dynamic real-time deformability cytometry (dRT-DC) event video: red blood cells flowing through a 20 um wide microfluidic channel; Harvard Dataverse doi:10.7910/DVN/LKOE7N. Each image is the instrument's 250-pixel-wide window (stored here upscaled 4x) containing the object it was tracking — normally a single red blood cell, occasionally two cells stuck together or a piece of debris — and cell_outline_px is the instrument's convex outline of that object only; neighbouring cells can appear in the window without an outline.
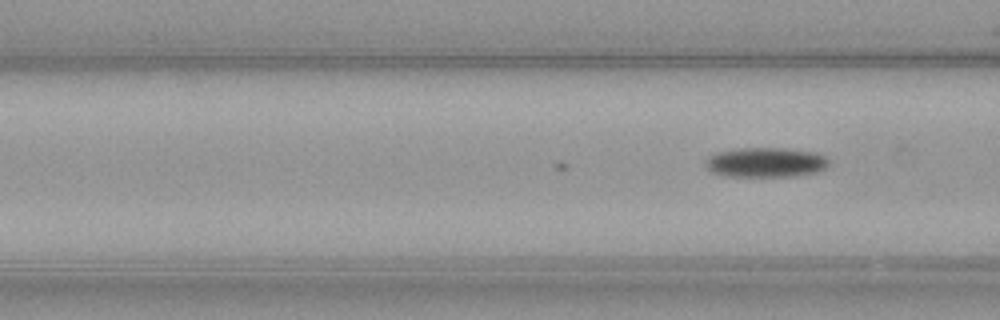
{"species": "common noctule bat (a hibernating species)", "species_latin": "Nyctalus noctula", "temperature_condition": "warm", "stored_images_in_passage": 15, "camera_frame_rate_fps": 3000, "um_per_image_px": 0.085, "animal": {"sex": "female", "body_mass_g": 21.9}, "frame": {"image": 1, "passage_image": 15, "time_ms": 4.667, "image_size_px": [1000, 320], "cell_outline_px": [[828, 164], [824, 168], [816, 172], [796, 176], [728, 176], [712, 172], [704, 164], [716, 152], [744, 148], [780, 148], [816, 152], [824, 156], [828, 160]], "centroid_in_image_um": [65.11, 13.8], "position_along_channel_um": 101.5, "area_um2": 21.04}}